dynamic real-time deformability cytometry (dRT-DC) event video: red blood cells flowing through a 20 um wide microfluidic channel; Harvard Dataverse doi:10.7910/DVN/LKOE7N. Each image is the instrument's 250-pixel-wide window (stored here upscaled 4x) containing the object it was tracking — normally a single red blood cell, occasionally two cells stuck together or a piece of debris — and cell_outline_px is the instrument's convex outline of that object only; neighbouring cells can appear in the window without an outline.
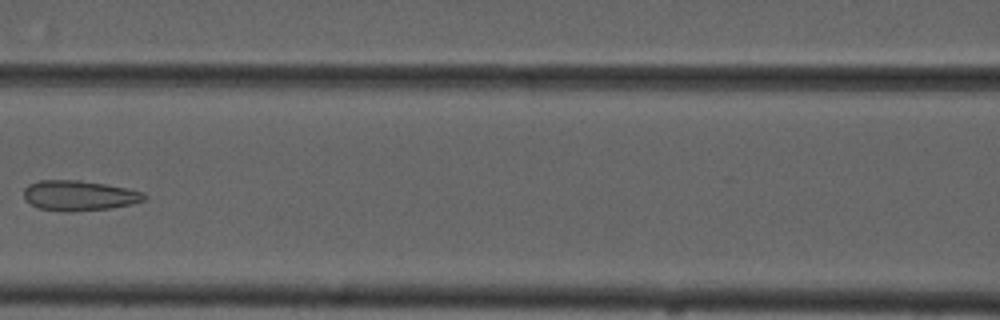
{"species": "common noctule bat (a hibernating species)", "species_latin": "Nyctalus noctula", "temperature_condition": "cold", "stored_images_in_passage": 7, "camera_frame_rate_fps": 3000, "um_per_image_px": 0.085, "animal": {"sex": "male", "forearm_length_mm": 52.5}, "frame": {"image": 1, "passage_image": 6, "time_ms": 6.0, "image_size_px": [1000, 320], "cell_outline_px": [[148, 196], [144, 200], [132, 204], [108, 208], [72, 212], [64, 212], [40, 208], [32, 204], [24, 196], [24, 188], [28, 184], [40, 180], [76, 180], [104, 184], [124, 188], [140, 192]], "centroid_in_image_um": [6.7, 16.62], "position_along_channel_um": 159.9, "area_um2": 20.87}}
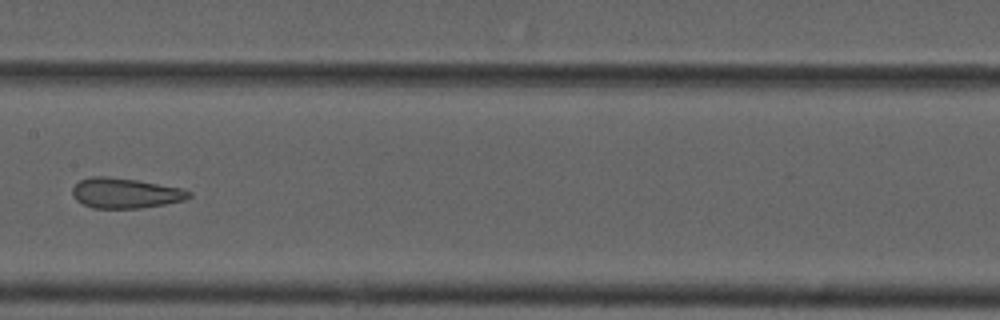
{"frame": {"image": 2, "passage_image": 7, "time_ms": 7.0, "image_size_px": [1000, 320], "cell_outline_px": [[192, 196], [184, 200], [164, 204], [140, 208], [92, 208], [76, 200], [72, 196], [72, 188], [80, 180], [92, 176], [108, 176], [136, 180], [180, 188], [192, 192]], "centroid_in_image_um": [10.63, 16.41], "position_along_channel_um": 196.8, "area_um2": 20.4}}